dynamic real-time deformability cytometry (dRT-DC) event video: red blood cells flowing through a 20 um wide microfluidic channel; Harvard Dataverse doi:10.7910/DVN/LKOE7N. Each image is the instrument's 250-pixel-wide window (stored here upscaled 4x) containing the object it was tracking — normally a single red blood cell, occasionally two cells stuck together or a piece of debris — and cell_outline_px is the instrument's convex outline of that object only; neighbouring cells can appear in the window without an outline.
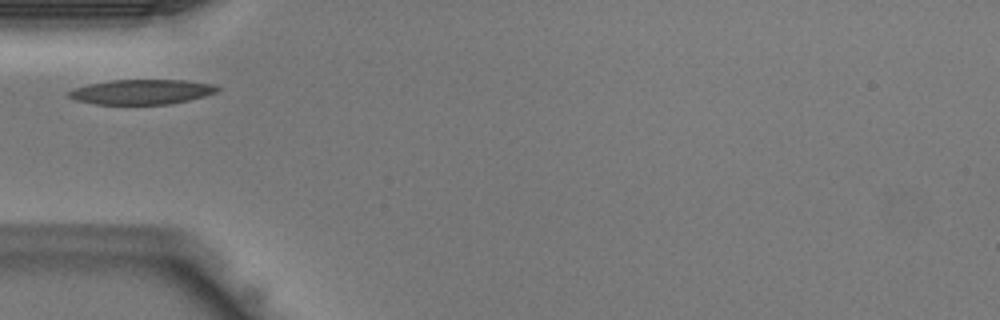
{"species": "Egyptian fruit bat (a non-hibernating species)", "species_latin": "Rousettus aegyptiacus", "temperature_condition": "warm", "stored_images_in_passage": 28, "camera_frame_rate_fps": 3000, "um_per_image_px": 0.085, "animal": {"sex": "male"}, "frame": {"image": 1, "passage_image": 1, "time_ms": 0.0, "image_size_px": [1000, 320], "cell_outline_px": [[220, 88], [216, 92], [204, 96], [172, 104], [96, 104], [76, 100], [68, 96], [64, 92], [88, 84], [112, 80], [184, 80], [212, 84]], "centroid_in_image_um": [12.01, 7.81], "position_along_channel_um": 73.0, "area_um2": 21.44}}